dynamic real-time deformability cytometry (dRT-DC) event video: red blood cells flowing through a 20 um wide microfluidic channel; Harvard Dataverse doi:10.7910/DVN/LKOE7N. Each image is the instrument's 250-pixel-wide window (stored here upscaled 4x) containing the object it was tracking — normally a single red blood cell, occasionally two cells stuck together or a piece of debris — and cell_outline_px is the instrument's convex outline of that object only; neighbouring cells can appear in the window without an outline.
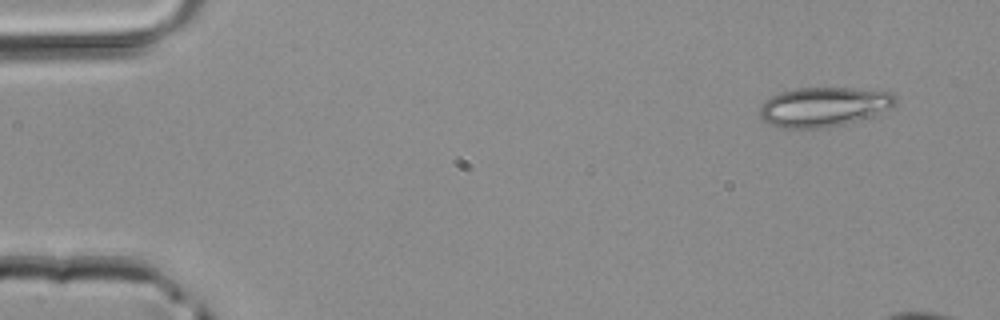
{"species": "common noctule bat (a hibernating species)", "species_latin": "Nyctalus noctula", "temperature_condition": "room temperature", "stored_images_in_passage": 3, "camera_frame_rate_fps": 3000, "um_per_image_px": 0.085, "animal": {"sex": "male", "body_mass_g": 20.4}, "frame": {"image": 1, "passage_image": 1, "time_ms": 0.0, "image_size_px": [1000, 320], "cell_outline_px": [[896, 104], [892, 108], [872, 116], [844, 124], [824, 128], [780, 128], [768, 124], [760, 116], [760, 104], [764, 100], [772, 96], [796, 88], [852, 88], [888, 92], [896, 100]], "centroid_in_image_um": [69.99, 9.09], "position_along_channel_um": 15.0, "area_um2": 31.15}}